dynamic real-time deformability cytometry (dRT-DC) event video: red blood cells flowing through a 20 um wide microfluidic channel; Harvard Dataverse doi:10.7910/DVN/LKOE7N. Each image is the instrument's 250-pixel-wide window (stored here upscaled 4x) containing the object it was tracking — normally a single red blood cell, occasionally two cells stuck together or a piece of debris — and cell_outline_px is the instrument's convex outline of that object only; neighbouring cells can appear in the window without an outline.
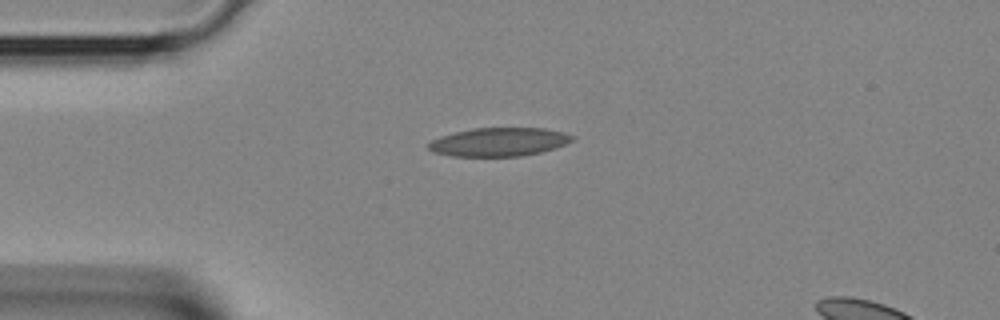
{"species": "Egyptian fruit bat (a non-hibernating species)", "species_latin": "Rousettus aegyptiacus", "temperature_condition": "room temperature", "stored_images_in_passage": 4, "camera_frame_rate_fps": 3000, "um_per_image_px": 0.085, "animal": {"sex": "female"}, "frame": {"image": 1, "passage_image": 1, "time_ms": 0.0, "image_size_px": [1000, 320], "cell_outline_px": [[576, 136], [572, 140], [556, 148], [540, 152], [520, 156], [452, 156], [432, 152], [428, 148], [428, 144], [432, 140], [456, 132], [472, 128], [544, 128], [564, 132]], "centroid_in_image_um": [42.44, 12.06], "position_along_channel_um": 42.6, "area_um2": 23.76}}